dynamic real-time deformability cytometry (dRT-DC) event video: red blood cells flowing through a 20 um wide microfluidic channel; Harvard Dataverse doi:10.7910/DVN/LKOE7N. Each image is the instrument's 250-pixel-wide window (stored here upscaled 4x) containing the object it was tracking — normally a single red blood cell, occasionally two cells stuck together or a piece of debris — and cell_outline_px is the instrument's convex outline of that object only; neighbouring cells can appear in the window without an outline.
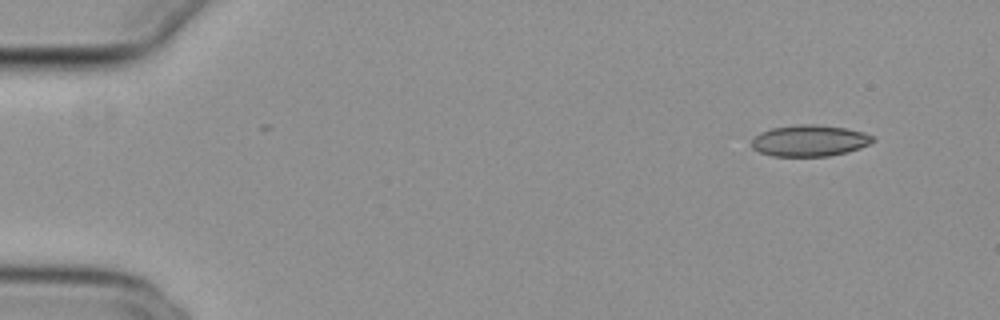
{"species": "common noctule bat (a hibernating species)", "species_latin": "Nyctalus noctula", "temperature_condition": "cold", "stored_images_in_passage": 50, "camera_frame_rate_fps": 3000, "um_per_image_px": 0.085, "animal": {"sex": "female", "body_mass_g": 29.2, "forearm_length_mm": 56.3}, "frame": {"image": 1, "passage_image": 1, "time_ms": 0.0, "image_size_px": [1000, 320], "cell_outline_px": [[876, 140], [860, 148], [848, 152], [828, 156], [772, 156], [760, 152], [752, 148], [752, 140], [760, 132], [772, 128], [800, 124], [816, 124], [844, 128], [864, 132], [876, 136]], "centroid_in_image_um": [68.84, 11.96], "position_along_channel_um": 16.2, "area_um2": 22.2}}
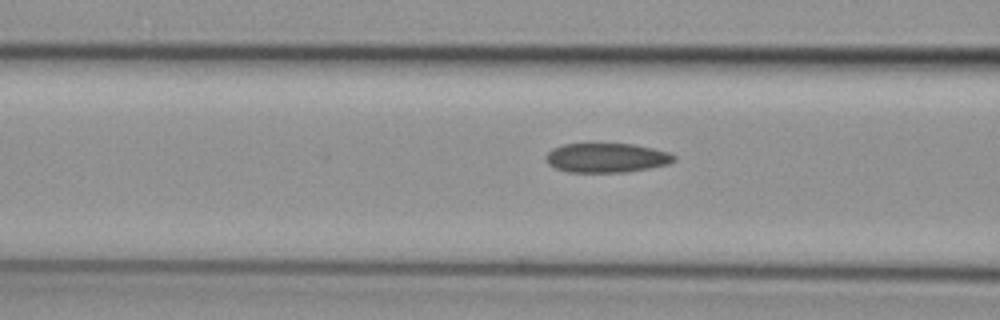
{"frame": {"image": 2, "passage_image": 18, "time_ms": 5.667, "image_size_px": [1000, 320], "cell_outline_px": [[676, 160], [668, 164], [648, 168], [624, 172], [568, 172], [556, 168], [548, 164], [544, 156], [552, 148], [564, 144], [632, 144], [652, 148], [668, 152], [676, 156]], "centroid_in_image_um": [51.54, 13.41], "position_along_channel_um": 115.1, "area_um2": 21.85}}
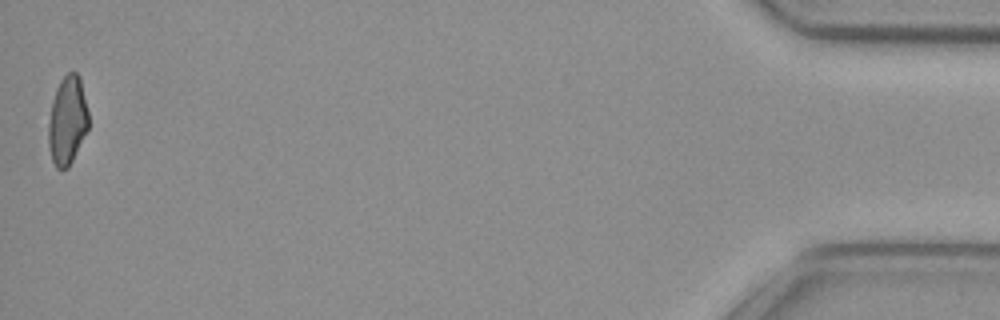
{"frame": {"image": 3, "passage_image": 50, "time_ms": 16.333, "image_size_px": [1000, 320], "cell_outline_px": [[88, 128], [68, 168], [56, 168], [52, 160], [48, 144], [48, 124], [52, 100], [56, 88], [60, 80], [68, 72], [76, 72], [80, 76], [88, 112]], "centroid_in_image_um": [5.71, 10.21], "position_along_channel_um": 429.5, "area_um2": 20.58}, "authors_computed_cell_mechanics": {"area_um2": 22.1663, "velocity_mm_per_s": 3.836, "shape_relaxation_time_tau1_ms": null, "shape_relaxation_time_tau2_ms": 3.3967, "deformation_change_tau1": null, "deformation_change_tau2": 0.1105}}